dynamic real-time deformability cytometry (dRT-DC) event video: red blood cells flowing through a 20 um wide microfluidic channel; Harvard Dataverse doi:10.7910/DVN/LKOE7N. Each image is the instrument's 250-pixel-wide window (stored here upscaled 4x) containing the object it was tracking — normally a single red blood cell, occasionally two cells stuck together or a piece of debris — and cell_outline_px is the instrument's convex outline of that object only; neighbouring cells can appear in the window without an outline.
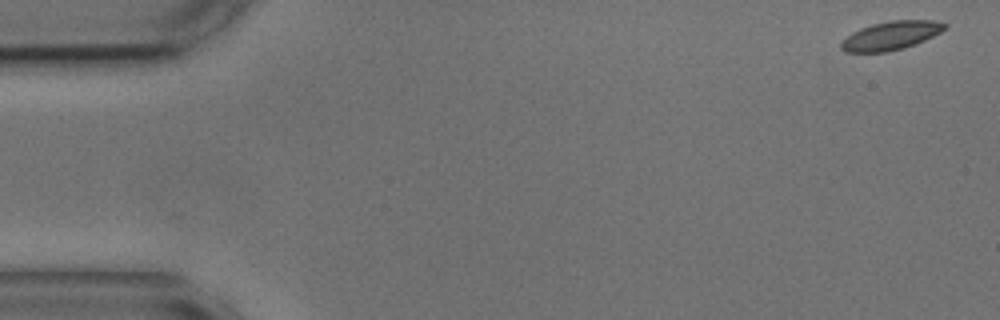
{"species": "common noctule bat (a hibernating species)", "species_latin": "Nyctalus noctula", "temperature_condition": "cold", "stored_images_in_passage": 55, "camera_frame_rate_fps": 3000, "um_per_image_px": 0.085, "animal": {"sex": "male", "body_mass_g": 17.9, "forearm_length_mm": 54.2}, "frame": {"image": 1, "passage_image": 1, "time_ms": 0.0, "image_size_px": [1000, 320], "cell_outline_px": [[948, 24], [940, 32], [924, 40], [904, 48], [888, 52], [844, 52], [840, 48], [840, 44], [852, 32], [860, 28], [872, 24], [888, 20], [932, 20]], "centroid_in_image_um": [75.7, 3.02], "position_along_channel_um": 9.3, "area_um2": 17.17}}
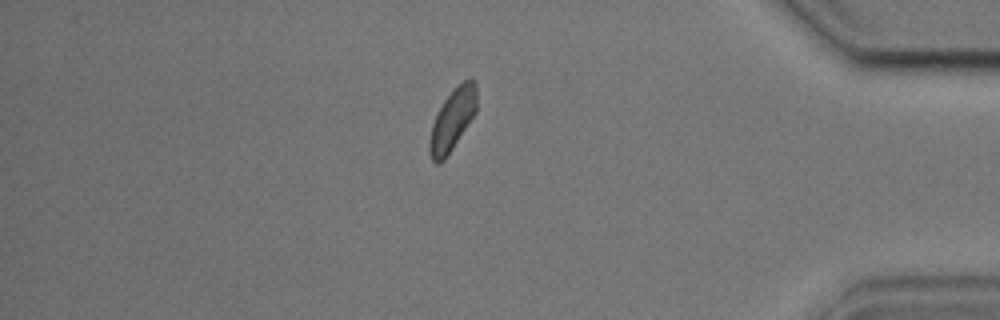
{"frame": {"image": 2, "passage_image": 47, "time_ms": 15.333, "image_size_px": [1000, 320], "cell_outline_px": [[476, 112], [444, 160], [440, 164], [436, 164], [432, 160], [428, 152], [428, 140], [432, 124], [444, 100], [456, 84], [472, 76], [476, 84]], "centroid_in_image_um": [38.44, 10.16], "position_along_channel_um": 396.8, "area_um2": 16.99}}
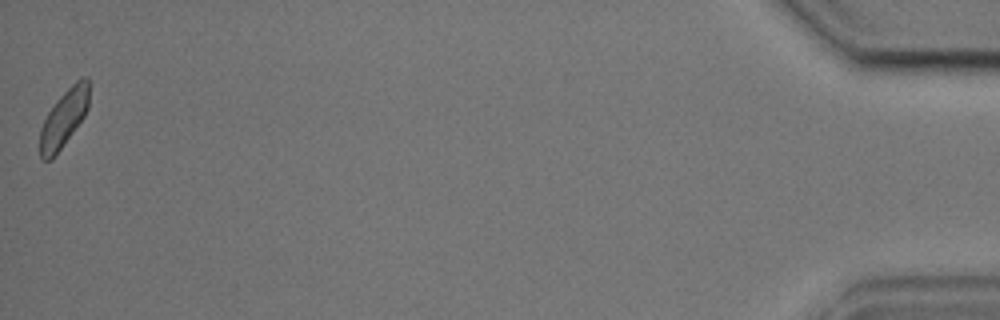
{"frame": {"image": 3, "passage_image": 55, "time_ms": 18.0, "image_size_px": [1000, 320], "cell_outline_px": [[88, 108], [84, 116], [52, 160], [40, 160], [40, 128], [48, 112], [56, 100], [76, 80], [84, 76], [88, 76]], "centroid_in_image_um": [5.41, 10.06], "position_along_channel_um": 429.8, "area_um2": 16.24}, "authors_computed_cell_mechanics": {"area_um2": 17.2822, "velocity_mm_per_s": 3.5609, "shape_relaxation_time_tau1_ms": null, "shape_relaxation_time_tau2_ms": 3.1999, "deformation_change_tau1": null, "deformation_change_tau2": 0.0828}}